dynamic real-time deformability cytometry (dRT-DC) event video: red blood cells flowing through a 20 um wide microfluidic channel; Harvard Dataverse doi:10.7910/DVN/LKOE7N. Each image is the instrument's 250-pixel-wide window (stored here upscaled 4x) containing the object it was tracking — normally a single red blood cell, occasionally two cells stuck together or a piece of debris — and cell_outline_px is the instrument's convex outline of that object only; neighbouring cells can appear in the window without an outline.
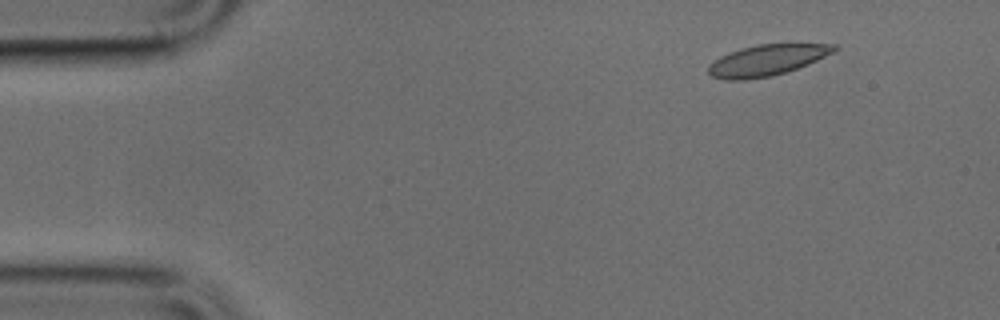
{"species": "common noctule bat (a hibernating species)", "species_latin": "Nyctalus noctula", "temperature_condition": "cold", "stored_images_in_passage": 46, "camera_frame_rate_fps": 3000, "um_per_image_px": 0.085, "animal": {"sex": "male", "body_mass_g": 17.9, "forearm_length_mm": 54.2}, "frame": {"image": 1, "passage_image": 2, "time_ms": 0.333, "image_size_px": [1000, 320], "cell_outline_px": [[840, 48], [808, 64], [772, 76], [744, 80], [724, 80], [712, 76], [708, 72], [708, 64], [720, 56], [728, 52], [740, 48], [760, 44], [836, 44]], "centroid_in_image_um": [65.13, 5.12], "position_along_channel_um": 19.9, "area_um2": 22.6}}
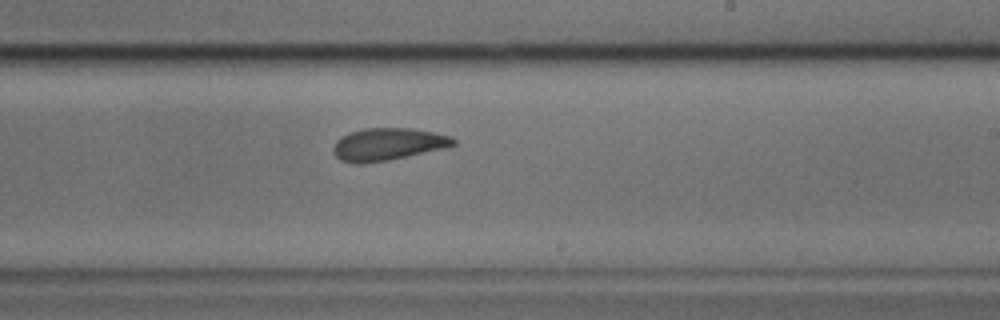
{"frame": {"image": 2, "passage_image": 26, "time_ms": 8.333, "image_size_px": [1000, 320], "cell_outline_px": [[456, 144], [448, 148], [388, 160], [364, 164], [356, 164], [340, 160], [332, 152], [332, 148], [336, 140], [340, 136], [348, 132], [364, 128], [412, 128], [436, 132], [452, 136], [456, 140]], "centroid_in_image_um": [32.97, 12.26], "position_along_channel_um": 256.0, "area_um2": 23.18}}
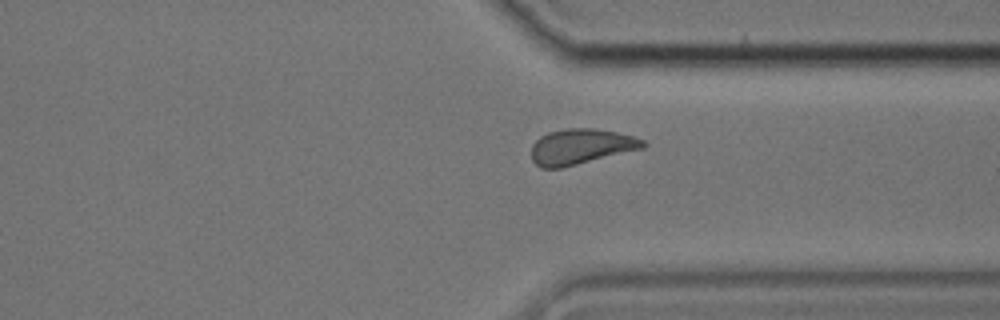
{"frame": {"image": 3, "passage_image": 34, "time_ms": 11.0, "image_size_px": [1000, 320], "cell_outline_px": [[648, 144], [644, 148], [560, 168], [540, 168], [532, 160], [532, 144], [540, 136], [548, 132], [568, 128], [596, 128], [616, 132], [632, 136], [644, 140]], "centroid_in_image_um": [49.37, 12.45], "position_along_channel_um": 362.0, "area_um2": 23.0}}